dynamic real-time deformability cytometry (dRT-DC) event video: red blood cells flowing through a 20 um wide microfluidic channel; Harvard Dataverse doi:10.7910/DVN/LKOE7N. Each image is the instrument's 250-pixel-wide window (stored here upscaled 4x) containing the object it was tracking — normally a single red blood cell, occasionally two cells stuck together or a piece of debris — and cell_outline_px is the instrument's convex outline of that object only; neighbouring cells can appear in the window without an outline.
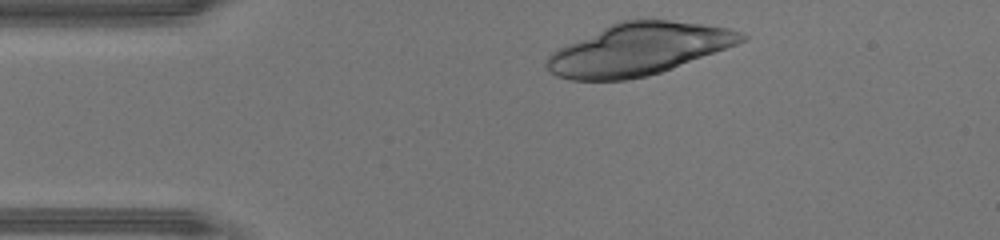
{"species": "human", "species_latin": "Homo sapiens", "temperature_condition": "warm", "stored_images_in_passage": 18, "camera_frame_rate_fps": 3000, "um_per_image_px": 0.085, "donor": {"sex": "male"}, "frame": {"image": 1, "passage_image": 2, "time_ms": 0.333, "image_size_px": [1000, 240], "cell_outline_px": [[748, 36], [744, 40], [736, 44], [672, 68], [648, 76], [624, 80], [572, 80], [556, 76], [548, 72], [544, 64], [548, 56], [552, 52], [568, 44], [612, 24], [624, 20], [668, 20], [700, 24], [728, 28], [740, 32]], "centroid_in_image_um": [54.24, 4.21], "position_along_channel_um": 30.8, "area_um2": 57.92}}